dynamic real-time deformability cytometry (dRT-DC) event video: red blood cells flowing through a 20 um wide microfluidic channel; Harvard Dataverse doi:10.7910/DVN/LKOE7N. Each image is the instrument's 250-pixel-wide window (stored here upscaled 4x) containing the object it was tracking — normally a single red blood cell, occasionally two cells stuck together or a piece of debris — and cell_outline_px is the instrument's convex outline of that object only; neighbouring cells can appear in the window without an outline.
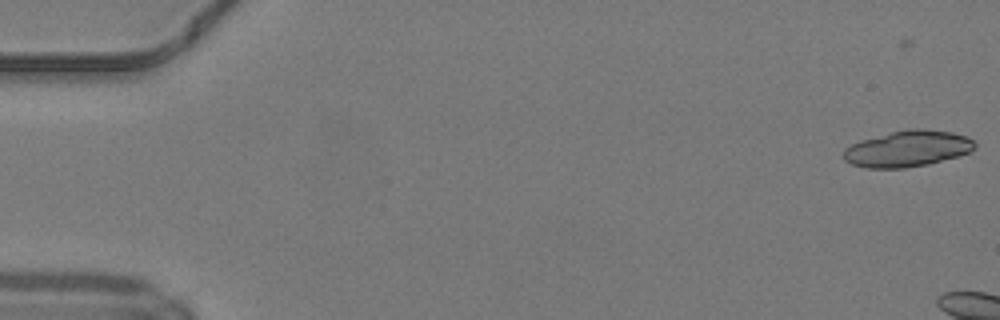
{"species": "common noctule bat (a hibernating species)", "species_latin": "Nyctalus noctula", "temperature_condition": "warm", "stored_images_in_passage": 6, "camera_frame_rate_fps": 3000, "um_per_image_px": 0.085, "animal": {"sex": "male", "body_mass_g": 19.2, "forearm_length_mm": 51.8}, "frame": {"image": 1, "passage_image": 1, "time_ms": 0.0, "image_size_px": [1000, 320], "cell_outline_px": [[976, 148], [960, 156], [928, 164], [904, 168], [868, 168], [852, 164], [844, 160], [844, 148], [860, 140], [908, 128], [924, 128], [952, 132], [968, 136], [976, 144]], "centroid_in_image_um": [77.17, 12.63], "position_along_channel_um": 7.8, "area_um2": 27.8}}